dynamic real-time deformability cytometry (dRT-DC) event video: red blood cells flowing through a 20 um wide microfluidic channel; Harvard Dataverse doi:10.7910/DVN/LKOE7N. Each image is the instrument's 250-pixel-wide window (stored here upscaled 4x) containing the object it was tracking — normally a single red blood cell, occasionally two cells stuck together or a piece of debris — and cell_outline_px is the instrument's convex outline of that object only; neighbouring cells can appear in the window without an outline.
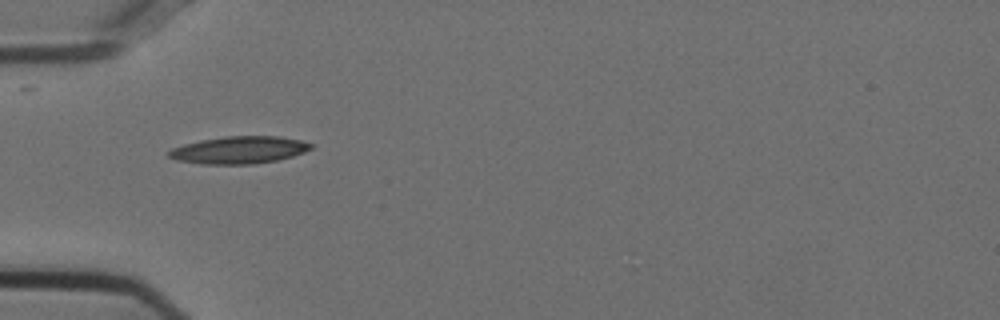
{"species": "Egyptian fruit bat (a non-hibernating species)", "species_latin": "Rousettus aegyptiacus", "temperature_condition": "cold", "stored_images_in_passage": 4, "camera_frame_rate_fps": 3000, "um_per_image_px": 0.085, "animal": {"sex": "female"}, "frame": {"image": 1, "passage_image": 1, "time_ms": 0.0, "image_size_px": [1000, 320], "cell_outline_px": [[312, 148], [304, 152], [292, 156], [276, 160], [252, 164], [200, 164], [176, 160], [168, 156], [168, 152], [172, 148], [184, 144], [200, 140], [224, 136], [280, 136], [300, 140], [312, 144]], "centroid_in_image_um": [20.3, 12.74], "position_along_channel_um": 64.7, "area_um2": 22.6}}
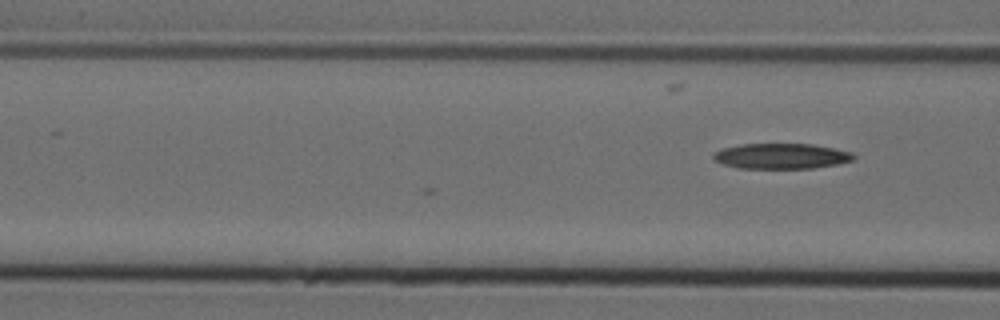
{"frame": {"image": 2, "passage_image": 4, "time_ms": 1.0, "image_size_px": [1000, 320], "cell_outline_px": [[856, 156], [852, 160], [836, 164], [812, 168], [736, 168], [724, 164], [716, 160], [712, 156], [716, 152], [724, 148], [740, 144], [812, 144], [852, 152]], "centroid_in_image_um": [66.42, 13.27], "position_along_channel_um": 100.2, "area_um2": 20.52}}